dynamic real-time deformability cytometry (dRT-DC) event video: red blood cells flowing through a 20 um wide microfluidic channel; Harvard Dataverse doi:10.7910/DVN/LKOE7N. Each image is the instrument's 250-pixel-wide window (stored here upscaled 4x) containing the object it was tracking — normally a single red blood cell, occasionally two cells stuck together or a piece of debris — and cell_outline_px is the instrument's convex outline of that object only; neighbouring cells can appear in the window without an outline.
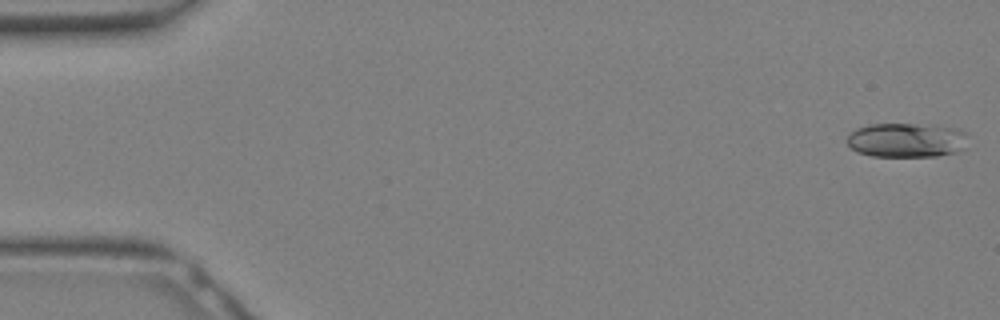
{"species": "Egyptian fruit bat (a non-hibernating species)", "species_latin": "Rousettus aegyptiacus", "temperature_condition": "warm", "stored_images_in_passage": 10, "camera_frame_rate_fps": 3000, "um_per_image_px": 0.085, "animal": {"sex": "female"}, "frame": {"image": 1, "passage_image": 1, "time_ms": 0.0, "image_size_px": [1000, 320], "cell_outline_px": [[964, 148], [960, 152], [936, 156], [872, 156], [856, 152], [844, 140], [856, 128], [868, 124], [916, 124], [960, 128], [964, 132]], "centroid_in_image_um": [77.02, 11.91], "position_along_channel_um": 8.0, "area_um2": 24.28}}